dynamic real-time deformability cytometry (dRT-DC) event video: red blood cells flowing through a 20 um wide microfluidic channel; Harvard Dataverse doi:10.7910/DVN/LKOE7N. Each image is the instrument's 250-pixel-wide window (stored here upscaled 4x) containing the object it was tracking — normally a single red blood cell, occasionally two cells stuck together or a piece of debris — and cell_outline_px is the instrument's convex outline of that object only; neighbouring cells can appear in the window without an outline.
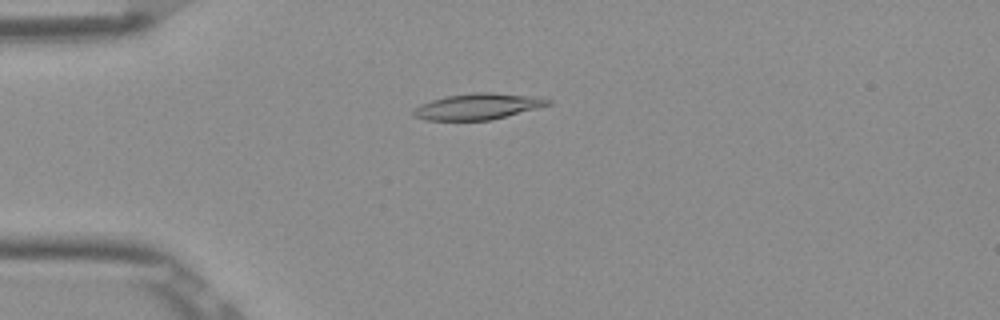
{"species": "Egyptian fruit bat (a non-hibernating species)", "species_latin": "Rousettus aegyptiacus", "temperature_condition": "room temperature", "stored_images_in_passage": 49, "camera_frame_rate_fps": 3000, "um_per_image_px": 0.085, "frame": {"image": 1, "passage_image": 10, "time_ms": 3.0, "image_size_px": [1000, 320], "cell_outline_px": [[552, 104], [492, 120], [428, 120], [412, 116], [412, 112], [420, 104], [444, 96], [472, 92], [492, 92], [540, 96], [552, 100]], "centroid_in_image_um": [40.66, 9.03], "position_along_channel_um": 44.3, "area_um2": 20.69}}
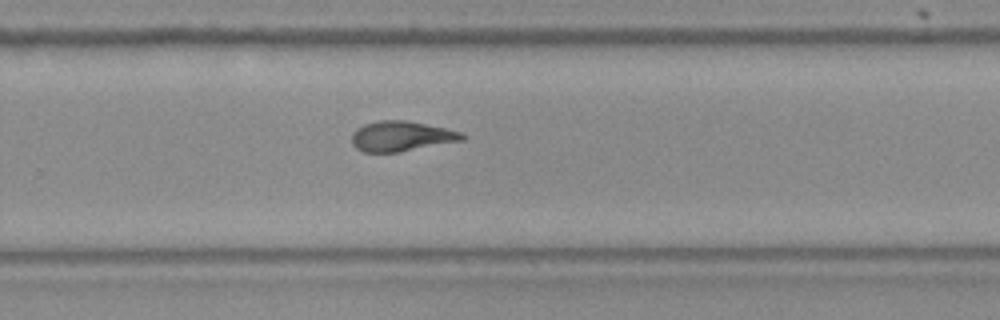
{"frame": {"image": 2, "passage_image": 31, "time_ms": 10.0, "image_size_px": [1000, 320], "cell_outline_px": [[464, 140], [396, 152], [364, 152], [356, 148], [352, 144], [352, 132], [356, 128], [364, 124], [380, 120], [404, 120], [464, 132]], "centroid_in_image_um": [34.08, 11.57], "position_along_channel_um": 295.7, "area_um2": 19.19}}
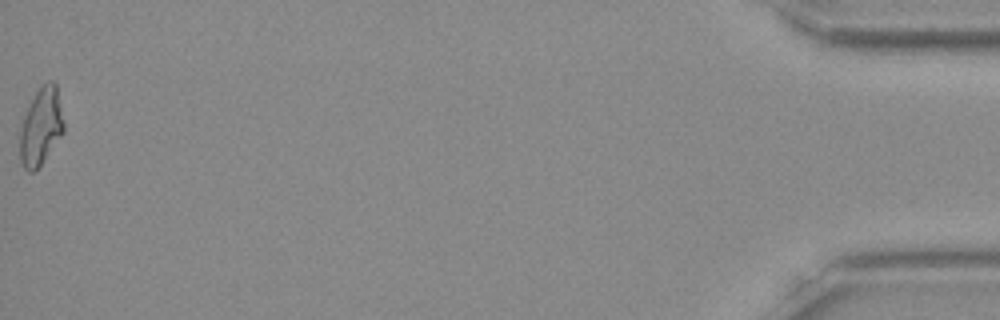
{"frame": {"image": 3, "passage_image": 49, "time_ms": 16.0, "image_size_px": [1000, 320], "cell_outline_px": [[64, 132], [40, 164], [32, 172], [28, 172], [24, 168], [20, 160], [20, 128], [24, 116], [36, 92], [48, 80], [52, 80], [56, 84], [64, 124]], "centroid_in_image_um": [3.48, 10.76], "position_along_channel_um": 431.7, "area_um2": 19.31}, "authors_computed_cell_mechanics": {"area_um2": 19.363, "velocity_mm_per_s": 3.8991, "shape_relaxation_time_tau1_ms": null, "shape_relaxation_time_tau2_ms": 2.9306, "deformation_change_tau1": null, "deformation_change_tau2": 0.12}}